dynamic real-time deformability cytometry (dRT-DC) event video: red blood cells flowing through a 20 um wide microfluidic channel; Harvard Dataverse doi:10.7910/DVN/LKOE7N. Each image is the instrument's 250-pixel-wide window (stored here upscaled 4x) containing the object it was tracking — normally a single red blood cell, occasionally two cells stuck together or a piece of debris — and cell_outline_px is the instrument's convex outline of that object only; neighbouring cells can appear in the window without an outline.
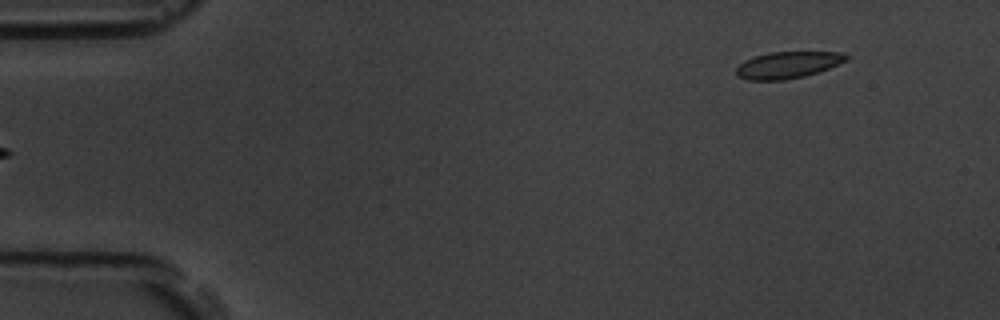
{"species": "common noctule bat (a hibernating species)", "species_latin": "Nyctalus noctula", "temperature_condition": "room temperature", "stored_images_in_passage": 5, "segment_of_instrument_passage": [2, 2], "camera_frame_rate_fps": 3000, "um_per_image_px": 0.085, "animal": {"sex": "male", "body_mass_g": 19.5, "forearm_length_mm": 54.6}, "frame": {"image": 1, "passage_image": 5, "time_ms": 1.333, "image_size_px": [1000, 320], "cell_outline_px": [[852, 56], [848, 60], [820, 72], [804, 76], [784, 80], [748, 80], [736, 76], [736, 68], [744, 60], [752, 56], [768, 52], [840, 52]], "centroid_in_image_um": [66.97, 5.51], "position_along_channel_um": 18.0, "area_um2": 17.4}}